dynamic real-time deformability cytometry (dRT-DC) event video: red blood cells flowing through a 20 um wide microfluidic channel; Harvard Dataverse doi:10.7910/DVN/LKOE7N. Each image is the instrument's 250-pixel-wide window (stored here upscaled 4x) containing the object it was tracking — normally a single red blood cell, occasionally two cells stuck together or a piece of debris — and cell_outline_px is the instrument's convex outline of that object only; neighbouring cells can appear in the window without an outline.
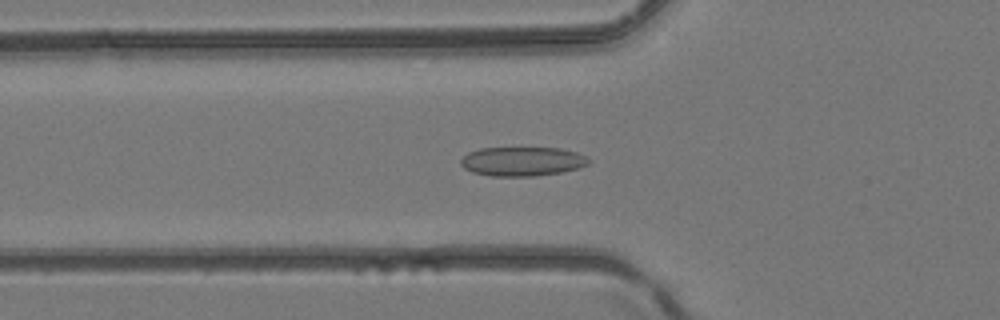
{"species": "common noctule bat (a hibernating species)", "species_latin": "Nyctalus noctula", "temperature_condition": "room temperature", "stored_images_in_passage": 44, "camera_frame_rate_fps": 3000, "um_per_image_px": 0.085, "animal": {"sex": "female", "body_mass_g": 24.6, "forearm_length_mm": 56.2}, "frame": {"image": 1, "passage_image": 15, "time_ms": 4.667, "image_size_px": [1000, 320], "cell_outline_px": [[592, 160], [588, 164], [580, 168], [564, 172], [536, 176], [492, 176], [472, 172], [464, 168], [460, 164], [460, 160], [468, 152], [480, 148], [560, 148], [576, 152]], "centroid_in_image_um": [44.41, 13.72], "position_along_channel_um": 81.4, "area_um2": 21.91}}
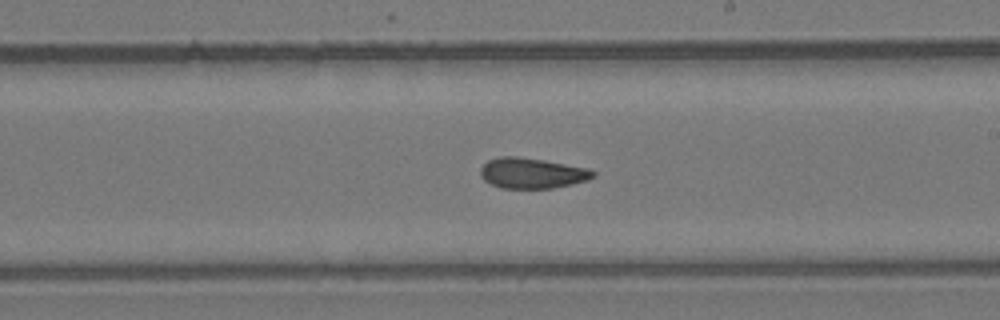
{"frame": {"image": 2, "passage_image": 25, "time_ms": 8.0, "image_size_px": [1000, 320], "cell_outline_px": [[596, 176], [588, 180], [572, 184], [552, 188], [500, 188], [484, 180], [480, 176], [480, 168], [488, 160], [500, 156], [516, 156], [544, 160], [588, 168], [596, 172]], "centroid_in_image_um": [45.22, 14.71], "position_along_channel_um": 243.8, "area_um2": 20.11}}
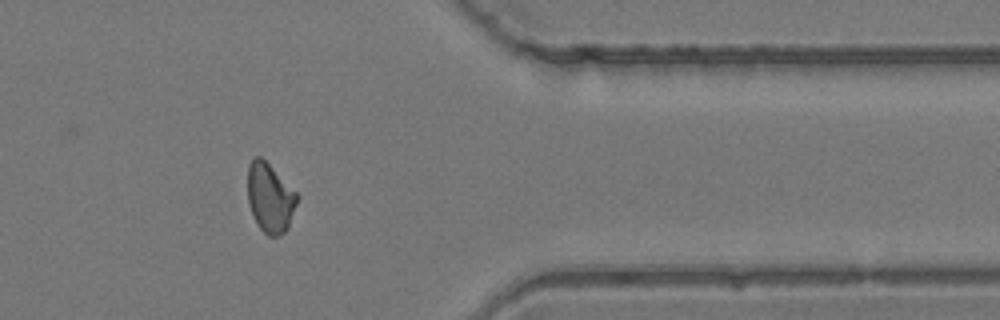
{"frame": {"image": 3, "passage_image": 35, "time_ms": 11.333, "image_size_px": [1000, 320], "cell_outline_px": [[300, 196], [288, 228], [284, 232], [276, 236], [268, 236], [260, 228], [248, 204], [248, 164], [252, 156], [260, 156]], "centroid_in_image_um": [22.95, 16.81], "position_along_channel_um": 388.4, "area_um2": 19.83}}